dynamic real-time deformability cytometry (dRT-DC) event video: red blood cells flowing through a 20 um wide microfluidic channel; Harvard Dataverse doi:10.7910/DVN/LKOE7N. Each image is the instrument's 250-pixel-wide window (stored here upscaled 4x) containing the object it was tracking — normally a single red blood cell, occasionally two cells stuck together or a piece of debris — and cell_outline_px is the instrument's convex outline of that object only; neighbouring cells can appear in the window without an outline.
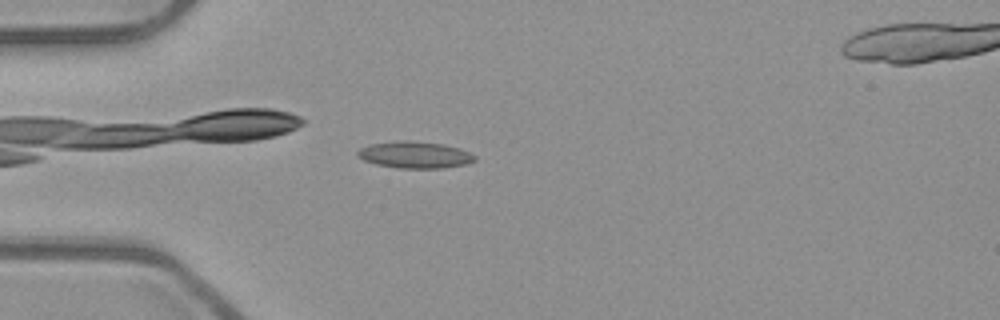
{"species": "common noctule bat (a hibernating species)", "species_latin": "Nyctalus noctula", "temperature_condition": "room temperature", "stored_images_in_passage": 47, "segment_of_instrument_passage": [1, 2], "camera_frame_rate_fps": 3000, "um_per_image_px": 0.085, "animal": {"sex": "male", "body_mass_g": 23.1, "forearm_length_mm": 52.7}, "frame": {"image": 1, "passage_image": 8, "time_ms": 2.333, "image_size_px": [1000, 320], "cell_outline_px": [[476, 160], [464, 164], [444, 168], [400, 168], [376, 164], [364, 160], [356, 156], [356, 152], [360, 148], [368, 144], [404, 140], [412, 140], [444, 144], [460, 148], [476, 156]], "centroid_in_image_um": [35.24, 13.15], "position_along_channel_um": 49.8, "area_um2": 18.32}}
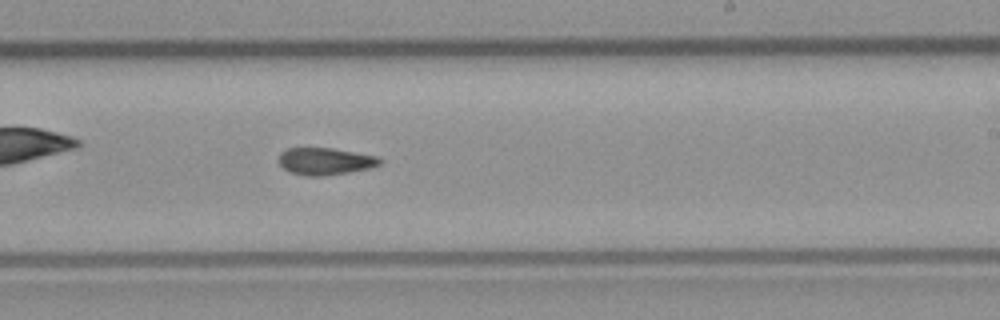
{"frame": {"image": 2, "passage_image": 25, "time_ms": 8.0, "image_size_px": [1000, 320], "cell_outline_px": [[384, 160], [380, 164], [368, 168], [348, 172], [324, 176], [308, 176], [292, 172], [284, 168], [280, 164], [280, 152], [288, 148], [332, 148], [376, 156]], "centroid_in_image_um": [27.65, 13.7], "position_along_channel_um": 261.3, "area_um2": 15.72}}
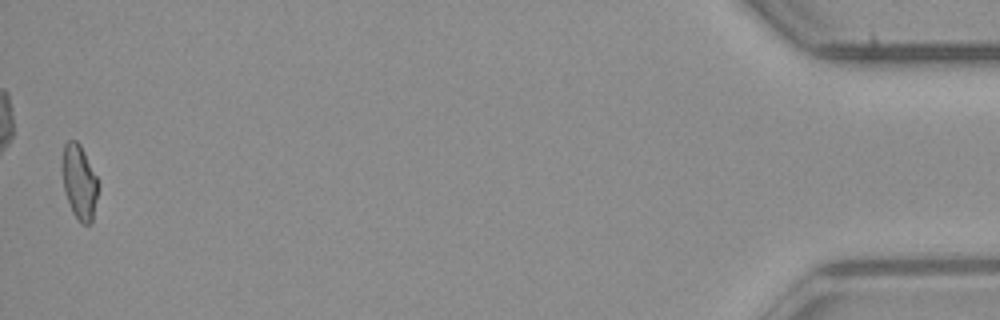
{"frame": {"image": 3, "passage_image": 45, "time_ms": 14.667, "image_size_px": [1000, 320], "cell_outline_px": [[100, 188], [92, 220], [88, 224], [80, 224], [72, 212], [64, 192], [60, 168], [64, 144], [68, 140], [76, 140], [80, 144], [96, 176]], "centroid_in_image_um": [6.72, 15.47], "position_along_channel_um": 428.5, "area_um2": 16.07}}